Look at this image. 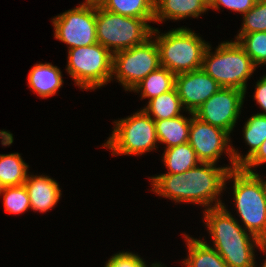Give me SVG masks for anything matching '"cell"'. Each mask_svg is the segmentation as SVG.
I'll use <instances>...</instances> for the list:
<instances>
[{
    "label": "cell",
    "instance_id": "6da1fadb",
    "mask_svg": "<svg viewBox=\"0 0 266 267\" xmlns=\"http://www.w3.org/2000/svg\"><path fill=\"white\" fill-rule=\"evenodd\" d=\"M236 168L238 167H216L214 163L201 162L181 174H161L149 178L153 186L151 191L176 203L191 202L203 205L206 209L218 207L224 205L217 197L226 185L228 172Z\"/></svg>",
    "mask_w": 266,
    "mask_h": 267
},
{
    "label": "cell",
    "instance_id": "7a4b0ae2",
    "mask_svg": "<svg viewBox=\"0 0 266 267\" xmlns=\"http://www.w3.org/2000/svg\"><path fill=\"white\" fill-rule=\"evenodd\" d=\"M204 220L214 248L228 267H256L255 247L264 243L242 228L225 205L205 209ZM255 246V247H254Z\"/></svg>",
    "mask_w": 266,
    "mask_h": 267
},
{
    "label": "cell",
    "instance_id": "3957f363",
    "mask_svg": "<svg viewBox=\"0 0 266 267\" xmlns=\"http://www.w3.org/2000/svg\"><path fill=\"white\" fill-rule=\"evenodd\" d=\"M233 179V198L245 230L266 244V193L262 177L240 167L230 170L226 180Z\"/></svg>",
    "mask_w": 266,
    "mask_h": 267
},
{
    "label": "cell",
    "instance_id": "277c9868",
    "mask_svg": "<svg viewBox=\"0 0 266 267\" xmlns=\"http://www.w3.org/2000/svg\"><path fill=\"white\" fill-rule=\"evenodd\" d=\"M210 46L204 51L202 69L221 87L236 88L246 94L247 80L256 70L250 56L237 41L221 43L214 54Z\"/></svg>",
    "mask_w": 266,
    "mask_h": 267
},
{
    "label": "cell",
    "instance_id": "5b68a950",
    "mask_svg": "<svg viewBox=\"0 0 266 267\" xmlns=\"http://www.w3.org/2000/svg\"><path fill=\"white\" fill-rule=\"evenodd\" d=\"M159 33L153 28L151 36L157 44L162 67L175 75L202 68L203 55L208 43L201 37L186 27L173 29L165 34Z\"/></svg>",
    "mask_w": 266,
    "mask_h": 267
},
{
    "label": "cell",
    "instance_id": "8992f818",
    "mask_svg": "<svg viewBox=\"0 0 266 267\" xmlns=\"http://www.w3.org/2000/svg\"><path fill=\"white\" fill-rule=\"evenodd\" d=\"M139 18L122 16L96 6L97 42L112 54L130 49L151 37L153 28Z\"/></svg>",
    "mask_w": 266,
    "mask_h": 267
},
{
    "label": "cell",
    "instance_id": "52a82bcc",
    "mask_svg": "<svg viewBox=\"0 0 266 267\" xmlns=\"http://www.w3.org/2000/svg\"><path fill=\"white\" fill-rule=\"evenodd\" d=\"M68 50L66 70L81 89L95 90L113 79V54L100 43Z\"/></svg>",
    "mask_w": 266,
    "mask_h": 267
},
{
    "label": "cell",
    "instance_id": "ba28073f",
    "mask_svg": "<svg viewBox=\"0 0 266 267\" xmlns=\"http://www.w3.org/2000/svg\"><path fill=\"white\" fill-rule=\"evenodd\" d=\"M114 129L102 147L113 155H141L156 148L158 141L154 120L143 110L116 120Z\"/></svg>",
    "mask_w": 266,
    "mask_h": 267
},
{
    "label": "cell",
    "instance_id": "9c48e42d",
    "mask_svg": "<svg viewBox=\"0 0 266 267\" xmlns=\"http://www.w3.org/2000/svg\"><path fill=\"white\" fill-rule=\"evenodd\" d=\"M159 50L152 36L130 49L113 54L112 77L131 91L149 73L160 67Z\"/></svg>",
    "mask_w": 266,
    "mask_h": 267
},
{
    "label": "cell",
    "instance_id": "30bf717a",
    "mask_svg": "<svg viewBox=\"0 0 266 267\" xmlns=\"http://www.w3.org/2000/svg\"><path fill=\"white\" fill-rule=\"evenodd\" d=\"M54 38L69 45L68 49L97 43L96 6L82 3L52 19Z\"/></svg>",
    "mask_w": 266,
    "mask_h": 267
},
{
    "label": "cell",
    "instance_id": "8fae6325",
    "mask_svg": "<svg viewBox=\"0 0 266 267\" xmlns=\"http://www.w3.org/2000/svg\"><path fill=\"white\" fill-rule=\"evenodd\" d=\"M244 98L245 92L242 90L221 87L194 112V115L230 134L241 114Z\"/></svg>",
    "mask_w": 266,
    "mask_h": 267
},
{
    "label": "cell",
    "instance_id": "7c38bea8",
    "mask_svg": "<svg viewBox=\"0 0 266 267\" xmlns=\"http://www.w3.org/2000/svg\"><path fill=\"white\" fill-rule=\"evenodd\" d=\"M229 133L225 130L212 126L191 113V125L189 129L188 143L195 150L198 159L203 163L216 164L222 153L229 156L231 166L234 164L232 145L230 144ZM229 144V145H228Z\"/></svg>",
    "mask_w": 266,
    "mask_h": 267
},
{
    "label": "cell",
    "instance_id": "4fadbf2b",
    "mask_svg": "<svg viewBox=\"0 0 266 267\" xmlns=\"http://www.w3.org/2000/svg\"><path fill=\"white\" fill-rule=\"evenodd\" d=\"M175 88L184 110L186 109L191 114L215 94L221 86L201 68L177 74Z\"/></svg>",
    "mask_w": 266,
    "mask_h": 267
},
{
    "label": "cell",
    "instance_id": "5bb4252c",
    "mask_svg": "<svg viewBox=\"0 0 266 267\" xmlns=\"http://www.w3.org/2000/svg\"><path fill=\"white\" fill-rule=\"evenodd\" d=\"M24 186L28 191L33 211L44 213L52 209L61 197L59 184L49 176L28 174Z\"/></svg>",
    "mask_w": 266,
    "mask_h": 267
},
{
    "label": "cell",
    "instance_id": "9a60e30c",
    "mask_svg": "<svg viewBox=\"0 0 266 267\" xmlns=\"http://www.w3.org/2000/svg\"><path fill=\"white\" fill-rule=\"evenodd\" d=\"M209 10L206 0H155L154 22L199 17Z\"/></svg>",
    "mask_w": 266,
    "mask_h": 267
},
{
    "label": "cell",
    "instance_id": "2e32d148",
    "mask_svg": "<svg viewBox=\"0 0 266 267\" xmlns=\"http://www.w3.org/2000/svg\"><path fill=\"white\" fill-rule=\"evenodd\" d=\"M29 87L41 98H48L56 94L63 85L62 73L51 63L35 64L28 74Z\"/></svg>",
    "mask_w": 266,
    "mask_h": 267
},
{
    "label": "cell",
    "instance_id": "e0dca14e",
    "mask_svg": "<svg viewBox=\"0 0 266 267\" xmlns=\"http://www.w3.org/2000/svg\"><path fill=\"white\" fill-rule=\"evenodd\" d=\"M190 118V119H189ZM180 115L176 118L154 120L158 142L171 148L189 141L191 117Z\"/></svg>",
    "mask_w": 266,
    "mask_h": 267
},
{
    "label": "cell",
    "instance_id": "ac0fdd59",
    "mask_svg": "<svg viewBox=\"0 0 266 267\" xmlns=\"http://www.w3.org/2000/svg\"><path fill=\"white\" fill-rule=\"evenodd\" d=\"M188 246V257L182 264L186 267H228L220 254L206 241L184 234Z\"/></svg>",
    "mask_w": 266,
    "mask_h": 267
},
{
    "label": "cell",
    "instance_id": "d6986e66",
    "mask_svg": "<svg viewBox=\"0 0 266 267\" xmlns=\"http://www.w3.org/2000/svg\"><path fill=\"white\" fill-rule=\"evenodd\" d=\"M244 139L250 149L245 157L232 148L234 164L241 167L266 140V115L254 114L245 123L243 129Z\"/></svg>",
    "mask_w": 266,
    "mask_h": 267
},
{
    "label": "cell",
    "instance_id": "ffe728a7",
    "mask_svg": "<svg viewBox=\"0 0 266 267\" xmlns=\"http://www.w3.org/2000/svg\"><path fill=\"white\" fill-rule=\"evenodd\" d=\"M176 75L167 68L160 66L155 71L149 73L131 91L141 92V99H153L160 94L171 91L175 88Z\"/></svg>",
    "mask_w": 266,
    "mask_h": 267
},
{
    "label": "cell",
    "instance_id": "44dd1931",
    "mask_svg": "<svg viewBox=\"0 0 266 267\" xmlns=\"http://www.w3.org/2000/svg\"><path fill=\"white\" fill-rule=\"evenodd\" d=\"M163 155L164 165L168 168L165 174H181L201 163L188 142L166 148Z\"/></svg>",
    "mask_w": 266,
    "mask_h": 267
},
{
    "label": "cell",
    "instance_id": "7402d4cb",
    "mask_svg": "<svg viewBox=\"0 0 266 267\" xmlns=\"http://www.w3.org/2000/svg\"><path fill=\"white\" fill-rule=\"evenodd\" d=\"M100 6L122 16L154 20L155 0H104Z\"/></svg>",
    "mask_w": 266,
    "mask_h": 267
},
{
    "label": "cell",
    "instance_id": "603a6c76",
    "mask_svg": "<svg viewBox=\"0 0 266 267\" xmlns=\"http://www.w3.org/2000/svg\"><path fill=\"white\" fill-rule=\"evenodd\" d=\"M184 109L181 99L178 96L176 88L169 92L160 94L150 99L148 105L143 109L153 120H163L176 118L180 115V111Z\"/></svg>",
    "mask_w": 266,
    "mask_h": 267
},
{
    "label": "cell",
    "instance_id": "cb8c5ba5",
    "mask_svg": "<svg viewBox=\"0 0 266 267\" xmlns=\"http://www.w3.org/2000/svg\"><path fill=\"white\" fill-rule=\"evenodd\" d=\"M28 168L19 153L0 154V184L3 187L24 185Z\"/></svg>",
    "mask_w": 266,
    "mask_h": 267
},
{
    "label": "cell",
    "instance_id": "d4e9b609",
    "mask_svg": "<svg viewBox=\"0 0 266 267\" xmlns=\"http://www.w3.org/2000/svg\"><path fill=\"white\" fill-rule=\"evenodd\" d=\"M236 41L250 56L254 65H266V32L238 34Z\"/></svg>",
    "mask_w": 266,
    "mask_h": 267
},
{
    "label": "cell",
    "instance_id": "484cf974",
    "mask_svg": "<svg viewBox=\"0 0 266 267\" xmlns=\"http://www.w3.org/2000/svg\"><path fill=\"white\" fill-rule=\"evenodd\" d=\"M1 194L5 211L10 214H22L31 208L29 194L24 185L3 187Z\"/></svg>",
    "mask_w": 266,
    "mask_h": 267
},
{
    "label": "cell",
    "instance_id": "4316f807",
    "mask_svg": "<svg viewBox=\"0 0 266 267\" xmlns=\"http://www.w3.org/2000/svg\"><path fill=\"white\" fill-rule=\"evenodd\" d=\"M239 34L266 32V0H257L255 5L244 15Z\"/></svg>",
    "mask_w": 266,
    "mask_h": 267
},
{
    "label": "cell",
    "instance_id": "83f0119b",
    "mask_svg": "<svg viewBox=\"0 0 266 267\" xmlns=\"http://www.w3.org/2000/svg\"><path fill=\"white\" fill-rule=\"evenodd\" d=\"M160 263H152L150 267H157ZM104 267H148L145 261L132 252H119L111 256Z\"/></svg>",
    "mask_w": 266,
    "mask_h": 267
},
{
    "label": "cell",
    "instance_id": "f1b7e54d",
    "mask_svg": "<svg viewBox=\"0 0 266 267\" xmlns=\"http://www.w3.org/2000/svg\"><path fill=\"white\" fill-rule=\"evenodd\" d=\"M257 2V0H211L209 8L220 10V6H224L232 11H237L241 14L247 13Z\"/></svg>",
    "mask_w": 266,
    "mask_h": 267
},
{
    "label": "cell",
    "instance_id": "f546056e",
    "mask_svg": "<svg viewBox=\"0 0 266 267\" xmlns=\"http://www.w3.org/2000/svg\"><path fill=\"white\" fill-rule=\"evenodd\" d=\"M266 163V140L261 144L258 150L240 167L246 172L256 174L252 167Z\"/></svg>",
    "mask_w": 266,
    "mask_h": 267
},
{
    "label": "cell",
    "instance_id": "4dcf8cb0",
    "mask_svg": "<svg viewBox=\"0 0 266 267\" xmlns=\"http://www.w3.org/2000/svg\"><path fill=\"white\" fill-rule=\"evenodd\" d=\"M255 88L253 97L263 110V113L257 114L266 115V75L257 81Z\"/></svg>",
    "mask_w": 266,
    "mask_h": 267
},
{
    "label": "cell",
    "instance_id": "1f68e13d",
    "mask_svg": "<svg viewBox=\"0 0 266 267\" xmlns=\"http://www.w3.org/2000/svg\"><path fill=\"white\" fill-rule=\"evenodd\" d=\"M104 0H85L83 3L84 4H90V5H95L99 6L103 3Z\"/></svg>",
    "mask_w": 266,
    "mask_h": 267
},
{
    "label": "cell",
    "instance_id": "d6a6232c",
    "mask_svg": "<svg viewBox=\"0 0 266 267\" xmlns=\"http://www.w3.org/2000/svg\"><path fill=\"white\" fill-rule=\"evenodd\" d=\"M260 249H261V251H263V253H266L265 252L266 251V244H264ZM261 267H266V259H265V261Z\"/></svg>",
    "mask_w": 266,
    "mask_h": 267
},
{
    "label": "cell",
    "instance_id": "836d02e7",
    "mask_svg": "<svg viewBox=\"0 0 266 267\" xmlns=\"http://www.w3.org/2000/svg\"><path fill=\"white\" fill-rule=\"evenodd\" d=\"M262 181H263V186H264L265 193H266V180H262Z\"/></svg>",
    "mask_w": 266,
    "mask_h": 267
},
{
    "label": "cell",
    "instance_id": "e575fe53",
    "mask_svg": "<svg viewBox=\"0 0 266 267\" xmlns=\"http://www.w3.org/2000/svg\"><path fill=\"white\" fill-rule=\"evenodd\" d=\"M2 190H3V186L0 184V195H1Z\"/></svg>",
    "mask_w": 266,
    "mask_h": 267
}]
</instances>
